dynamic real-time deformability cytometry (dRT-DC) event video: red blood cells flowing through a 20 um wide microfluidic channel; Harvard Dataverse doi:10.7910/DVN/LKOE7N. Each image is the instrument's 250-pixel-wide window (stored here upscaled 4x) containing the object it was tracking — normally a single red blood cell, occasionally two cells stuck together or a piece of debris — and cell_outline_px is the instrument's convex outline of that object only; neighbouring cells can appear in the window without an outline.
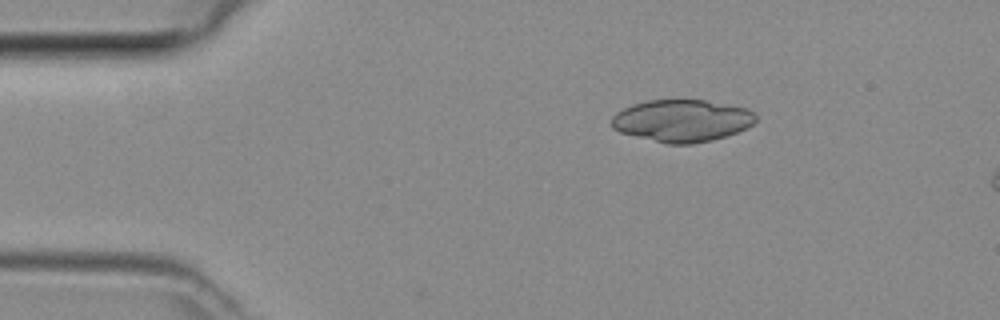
{"species": "common noctule bat (a hibernating species)", "species_latin": "Nyctalus noctula", "temperature_condition": "room temperature", "stored_images_in_passage": 7, "camera_frame_rate_fps": 3000, "um_per_image_px": 0.085, "animal": {"sex": "female", "body_mass_g": 29.2, "forearm_length_mm": 56.3}, "frame": {"image": 1, "passage_image": 1, "time_ms": 0.0, "image_size_px": [1000, 320], "cell_outline_px": [[756, 120], [752, 124], [736, 132], [712, 140], [692, 144], [668, 144], [620, 132], [612, 128], [612, 116], [616, 112], [632, 104], [648, 100], [704, 100], [748, 108], [756, 112]], "centroid_in_image_um": [57.97, 10.25], "position_along_channel_um": 27.0, "area_um2": 35.32}}